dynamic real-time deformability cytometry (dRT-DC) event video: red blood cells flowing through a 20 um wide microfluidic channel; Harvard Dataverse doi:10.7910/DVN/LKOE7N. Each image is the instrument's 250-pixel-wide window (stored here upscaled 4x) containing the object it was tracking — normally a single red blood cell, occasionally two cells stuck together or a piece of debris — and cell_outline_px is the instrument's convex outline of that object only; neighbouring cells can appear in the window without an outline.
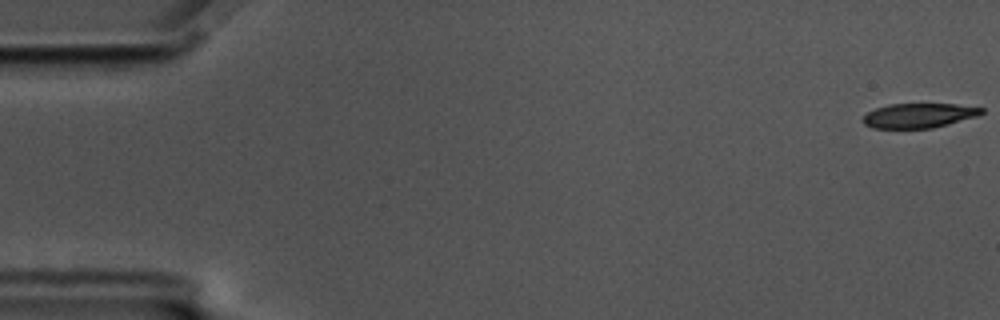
{"species": "common noctule bat (a hibernating species)", "species_latin": "Nyctalus noctula", "temperature_condition": "cold", "stored_images_in_passage": 58, "camera_frame_rate_fps": 3000, "um_per_image_px": 0.085, "animal": {"sex": "male", "body_mass_g": 17.5, "forearm_length_mm": 52.3}, "frame": {"image": 1, "passage_image": 1, "time_ms": 0.0, "image_size_px": [1000, 320], "cell_outline_px": [[984, 112], [976, 116], [948, 124], [932, 128], [872, 128], [864, 124], [860, 120], [868, 112], [876, 108], [888, 104], [956, 104], [984, 108]], "centroid_in_image_um": [78.07, 9.82], "position_along_channel_um": 6.9, "area_um2": 16.94}}
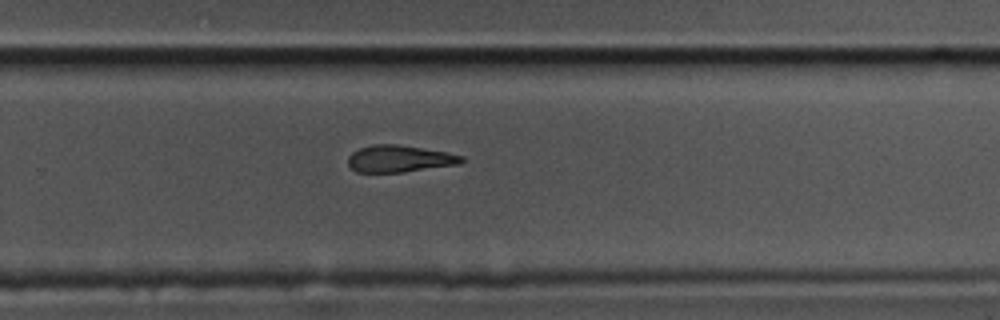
{"frame": {"image": 2, "passage_image": 38, "time_ms": 12.333, "image_size_px": [1000, 320], "cell_outline_px": [[464, 160], [460, 164], [400, 172], [356, 172], [348, 164], [348, 156], [352, 152], [360, 148], [372, 144], [396, 144], [448, 152], [464, 156]], "centroid_in_image_um": [33.95, 13.48], "position_along_channel_um": 295.8, "area_um2": 17.74}}
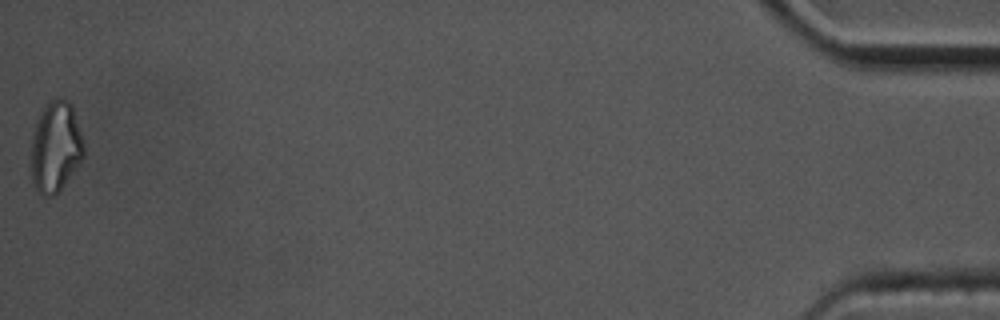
{"frame": {"image": 3, "passage_image": 58, "time_ms": 19.0, "image_size_px": [1000, 320], "cell_outline_px": [[84, 156], [80, 164], [64, 184], [52, 196], [44, 196], [32, 184], [28, 164], [28, 156], [32, 136], [36, 120], [44, 104], [56, 96], [64, 96], [72, 104], [84, 144]], "centroid_in_image_um": [4.67, 12.44], "position_along_channel_um": 430.5, "area_um2": 28.9}, "authors_computed_cell_mechanics": {"area_um2": 19.4497, "velocity_mm_per_s": 3.4822, "shape_relaxation_time_tau1_ms": 6.243, "shape_relaxation_time_tau2_ms": 8.3811, "deformation_change_tau1": 0.172, "deformation_change_tau2": 0.2006}}